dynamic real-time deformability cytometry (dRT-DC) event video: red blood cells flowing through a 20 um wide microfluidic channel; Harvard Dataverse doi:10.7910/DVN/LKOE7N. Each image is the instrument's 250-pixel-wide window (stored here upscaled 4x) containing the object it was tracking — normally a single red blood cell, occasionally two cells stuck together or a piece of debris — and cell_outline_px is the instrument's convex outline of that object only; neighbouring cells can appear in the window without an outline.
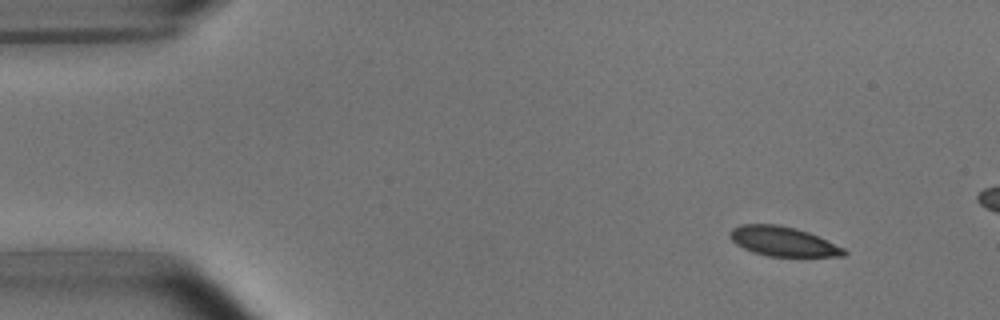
{"species": "common noctule bat (a hibernating species)", "species_latin": "Nyctalus noctula", "temperature_condition": "room temperature", "stored_images_in_passage": 4, "camera_frame_rate_fps": 3000, "um_per_image_px": 0.085, "animal": {"sex": "male", "body_mass_g": 15.6}, "frame": {"image": 1, "passage_image": 1, "time_ms": 0.0, "image_size_px": [1000, 320], "cell_outline_px": [[848, 252], [844, 256], [768, 256], [752, 252], [736, 244], [728, 236], [728, 232], [732, 228], [740, 224], [776, 224], [796, 228], [808, 232], [844, 248]], "centroid_in_image_um": [66.51, 20.51], "position_along_channel_um": 18.5, "area_um2": 19.59}}